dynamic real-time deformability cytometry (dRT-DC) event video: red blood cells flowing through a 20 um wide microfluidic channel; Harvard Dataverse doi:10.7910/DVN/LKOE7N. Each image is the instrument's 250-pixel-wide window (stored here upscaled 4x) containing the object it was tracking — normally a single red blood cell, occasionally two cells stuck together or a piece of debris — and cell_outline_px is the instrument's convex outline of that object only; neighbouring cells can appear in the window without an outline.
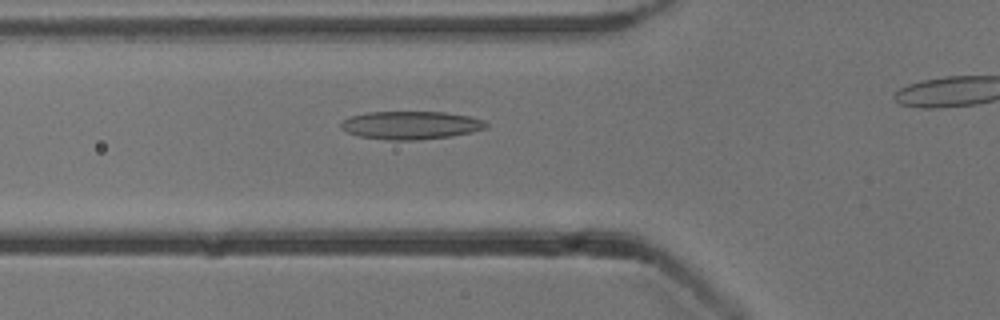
{"species": "common noctule bat (a hibernating species)", "species_latin": "Nyctalus noctula", "temperature_condition": "cold", "stored_images_in_passage": 39, "camera_frame_rate_fps": 3000, "um_per_image_px": 0.085, "animal": {"sex": "male", "body_mass_g": 13.3}, "frame": {"image": 1, "passage_image": 14, "time_ms": 4.333, "image_size_px": [1000, 320], "cell_outline_px": [[488, 124], [484, 128], [472, 132], [452, 136], [412, 140], [384, 140], [360, 136], [348, 132], [340, 128], [340, 120], [352, 116], [368, 112], [444, 112], [468, 116], [484, 120]], "centroid_in_image_um": [34.88, 10.64], "position_along_channel_um": 90.9, "area_um2": 23.7}}
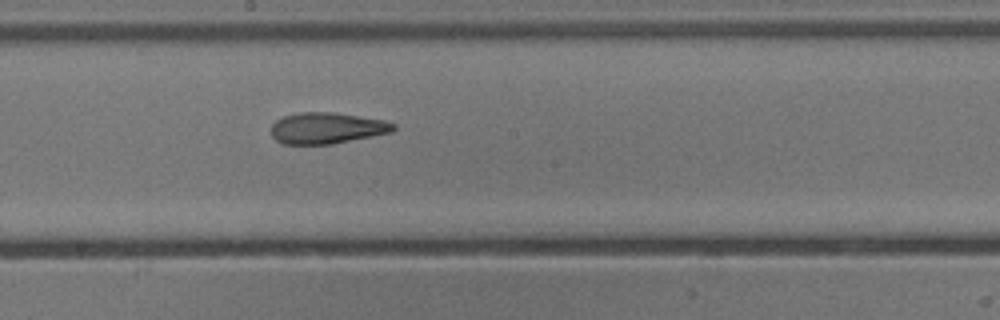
{"frame": {"image": 2, "passage_image": 24, "time_ms": 7.667, "image_size_px": [1000, 320], "cell_outline_px": [[396, 128], [392, 132], [372, 136], [328, 144], [284, 144], [276, 140], [272, 136], [272, 124], [276, 120], [284, 116], [300, 112], [332, 112], [384, 120], [396, 124]], "centroid_in_image_um": [27.78, 10.88], "position_along_channel_um": 220.4, "area_um2": 22.02}}
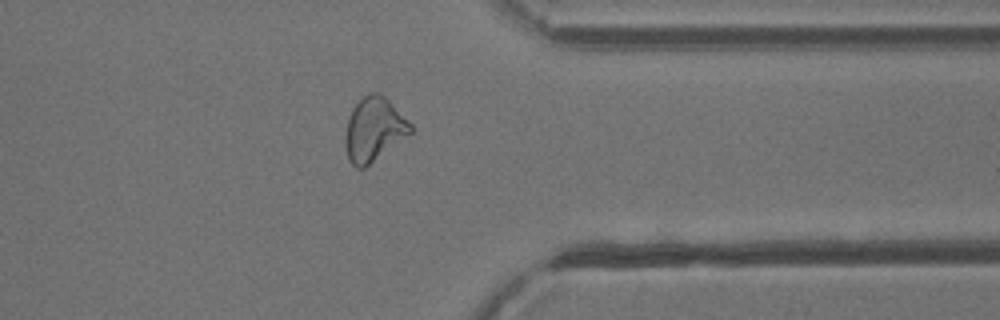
{"frame": {"image": 3, "passage_image": 37, "time_ms": 12.0, "image_size_px": [1000, 320], "cell_outline_px": [[412, 132], [364, 168], [356, 168], [352, 164], [348, 156], [344, 144], [344, 136], [348, 116], [352, 108], [368, 92], [380, 92], [412, 124]], "centroid_in_image_um": [31.75, 10.98], "position_along_channel_um": 379.6, "area_um2": 24.1}}